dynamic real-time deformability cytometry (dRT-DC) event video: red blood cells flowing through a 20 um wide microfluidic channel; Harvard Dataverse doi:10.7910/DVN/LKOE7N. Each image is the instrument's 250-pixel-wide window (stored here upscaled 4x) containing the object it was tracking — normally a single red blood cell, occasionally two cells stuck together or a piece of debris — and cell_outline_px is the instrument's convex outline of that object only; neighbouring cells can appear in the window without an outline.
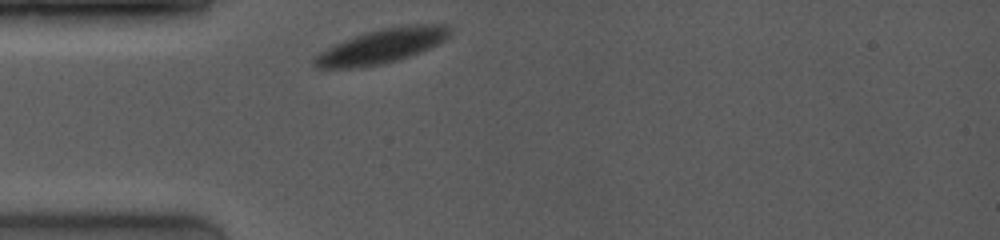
{"species": "common noctule bat (a hibernating species)", "species_latin": "Nyctalus noctula", "temperature_condition": "room temperature", "stored_images_in_passage": 3, "camera_frame_rate_fps": 4000, "um_per_image_px": 0.085, "animal": {"sex": "female", "body_mass_g": 19.0, "forearm_length_mm": 53.3}, "frame": {"image": 1, "passage_image": 1, "time_ms": 0.0, "image_size_px": [1000, 240], "cell_outline_px": [[452, 32], [440, 44], [432, 48], [384, 64], [360, 68], [316, 68], [312, 64], [312, 56], [344, 40], [368, 32], [384, 28], [408, 24], [444, 24]], "centroid_in_image_um": [32.44, 3.93], "position_along_channel_um": 52.6, "area_um2": 27.17}}
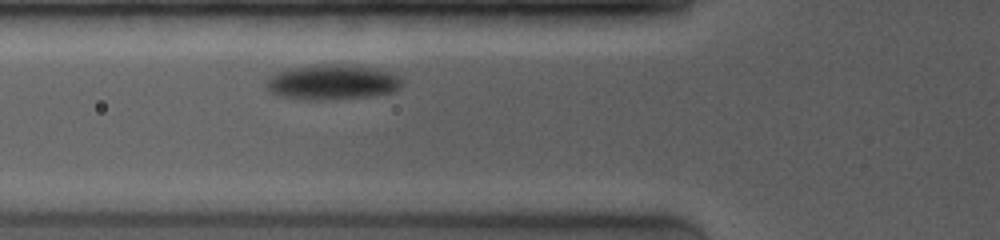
{"frame": {"image": 2, "passage_image": 3, "time_ms": 1.5, "image_size_px": [1000, 240], "cell_outline_px": [[404, 84], [400, 88], [392, 92], [368, 96], [320, 100], [308, 100], [276, 96], [268, 92], [268, 76], [276, 72], [288, 68], [328, 64], [336, 64], [376, 68], [392, 72], [400, 76], [404, 80]], "centroid_in_image_um": [28.26, 6.98], "position_along_channel_um": 97.5, "area_um2": 27.92}}